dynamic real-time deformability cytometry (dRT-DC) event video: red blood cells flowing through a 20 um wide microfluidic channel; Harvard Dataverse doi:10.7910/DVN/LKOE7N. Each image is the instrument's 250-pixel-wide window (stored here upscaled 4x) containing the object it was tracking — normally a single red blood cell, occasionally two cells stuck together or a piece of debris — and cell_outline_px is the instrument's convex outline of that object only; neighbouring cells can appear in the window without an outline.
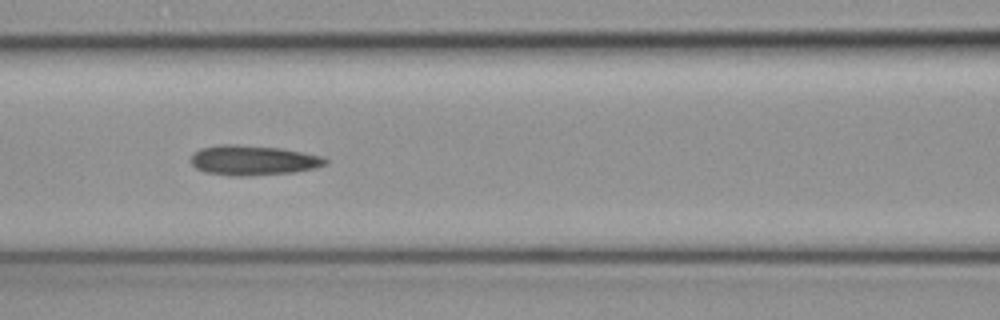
{"species": "common noctule bat (a hibernating species)", "species_latin": "Nyctalus noctula", "temperature_condition": "cold", "stored_images_in_passage": 18, "camera_frame_rate_fps": 3000, "um_per_image_px": 0.085, "animal": {"sex": "female", "body_mass_g": 19.3, "forearm_length_mm": 54.1}, "frame": {"image": 1, "passage_image": 13, "time_ms": 4.0, "image_size_px": [1000, 320], "cell_outline_px": [[328, 160], [324, 164], [316, 168], [292, 172], [248, 176], [232, 176], [204, 172], [196, 168], [188, 160], [192, 152], [200, 148], [220, 144], [236, 144], [280, 148], [324, 156]], "centroid_in_image_um": [21.45, 13.62], "position_along_channel_um": 145.2, "area_um2": 23.7}}
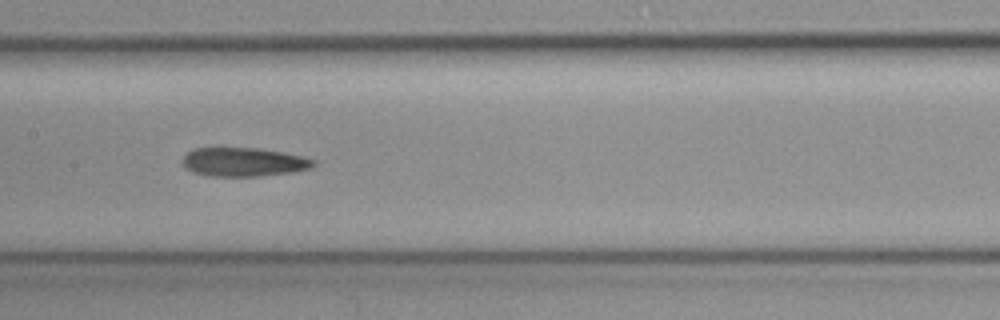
{"frame": {"image": 2, "passage_image": 16, "time_ms": 5.0, "image_size_px": [1000, 320], "cell_outline_px": [[316, 164], [312, 168], [292, 172], [256, 176], [212, 176], [192, 172], [184, 168], [180, 164], [180, 160], [184, 152], [192, 148], [260, 148], [284, 152], [316, 160]], "centroid_in_image_um": [20.63, 13.76], "position_along_channel_um": 186.8, "area_um2": 22.37}}